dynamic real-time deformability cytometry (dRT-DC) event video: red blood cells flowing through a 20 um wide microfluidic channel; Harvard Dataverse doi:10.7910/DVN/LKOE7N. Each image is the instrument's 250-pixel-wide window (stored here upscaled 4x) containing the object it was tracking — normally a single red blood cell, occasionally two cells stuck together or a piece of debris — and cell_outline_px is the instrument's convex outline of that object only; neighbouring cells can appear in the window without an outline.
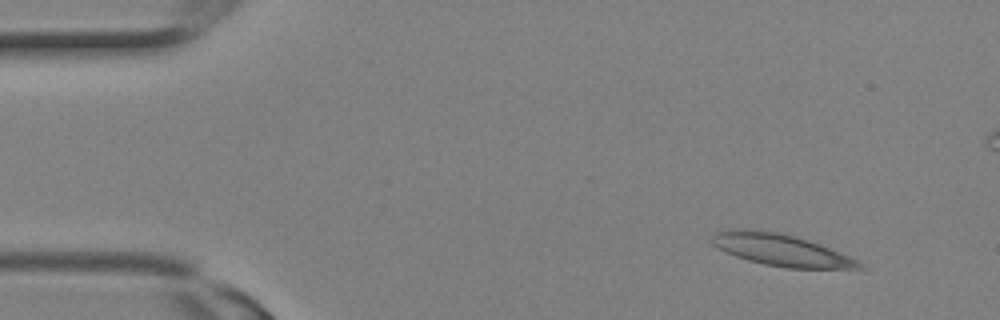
{"species": "Egyptian fruit bat (a non-hibernating species)", "species_latin": "Rousettus aegyptiacus", "temperature_condition": "room temperature", "stored_images_in_passage": 3, "camera_frame_rate_fps": 3000, "um_per_image_px": 0.085, "animal": {"sex": "female"}, "frame": {"image": 1, "passage_image": 1, "time_ms": 0.0, "image_size_px": [1000, 320], "cell_outline_px": [[864, 268], [784, 268], [764, 264], [748, 260], [736, 256], [712, 244], [712, 236], [720, 228], [752, 228], [780, 232], [808, 240], [820, 244], [848, 256], [856, 260]], "centroid_in_image_um": [66.29, 21.21], "position_along_channel_um": 18.7, "area_um2": 27.22}}